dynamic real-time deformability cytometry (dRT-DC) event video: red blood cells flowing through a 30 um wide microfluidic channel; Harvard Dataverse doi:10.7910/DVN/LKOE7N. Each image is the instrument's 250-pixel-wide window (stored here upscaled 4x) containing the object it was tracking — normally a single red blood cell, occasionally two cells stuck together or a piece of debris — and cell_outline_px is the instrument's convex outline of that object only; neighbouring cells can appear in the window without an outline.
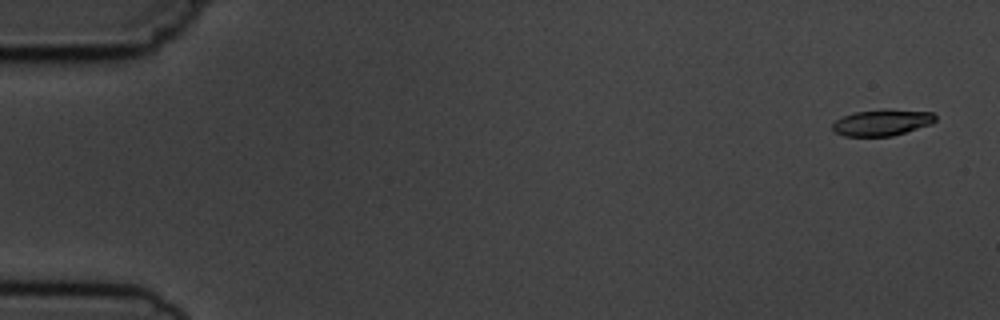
{"species": "common noctule bat (a hibernating species)", "species_latin": "Nyctalus noctula", "temperature_condition": "cold", "stored_images_in_passage": 5, "camera_frame_rate_fps": 3000, "um_per_image_px": 0.085, "animal": {"sex": "male", "body_mass_g": 19.5, "forearm_length_mm": 54.6}, "frame": {"image": 1, "passage_image": 1, "time_ms": 0.0, "image_size_px": [1000, 320], "cell_outline_px": [[936, 120], [932, 124], [892, 136], [844, 136], [836, 132], [832, 128], [832, 124], [836, 120], [844, 116], [856, 112], [884, 108], [888, 108], [932, 112], [936, 116]], "centroid_in_image_um": [75.01, 10.4], "position_along_channel_um": 10.0, "area_um2": 15.9}}
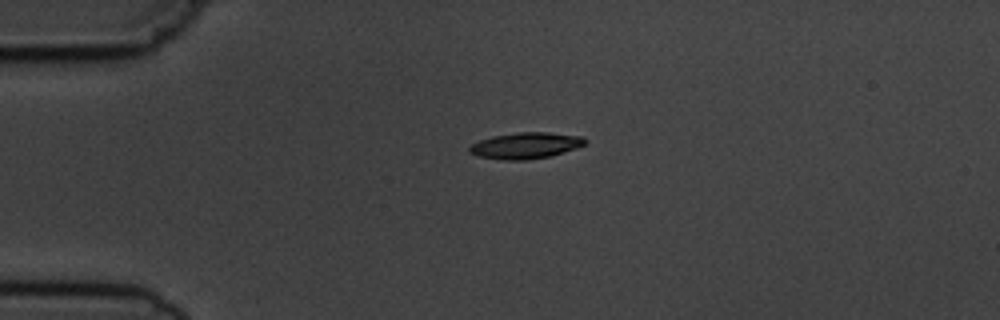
{"frame": {"image": 2, "passage_image": 4, "time_ms": 3.667, "image_size_px": [1000, 320], "cell_outline_px": [[588, 140], [584, 144], [576, 148], [552, 156], [528, 160], [500, 160], [476, 156], [468, 152], [468, 148], [472, 144], [480, 140], [492, 136], [520, 132], [548, 132], [584, 136]], "centroid_in_image_um": [44.68, 12.38], "position_along_channel_um": 40.3, "area_um2": 17.92}}